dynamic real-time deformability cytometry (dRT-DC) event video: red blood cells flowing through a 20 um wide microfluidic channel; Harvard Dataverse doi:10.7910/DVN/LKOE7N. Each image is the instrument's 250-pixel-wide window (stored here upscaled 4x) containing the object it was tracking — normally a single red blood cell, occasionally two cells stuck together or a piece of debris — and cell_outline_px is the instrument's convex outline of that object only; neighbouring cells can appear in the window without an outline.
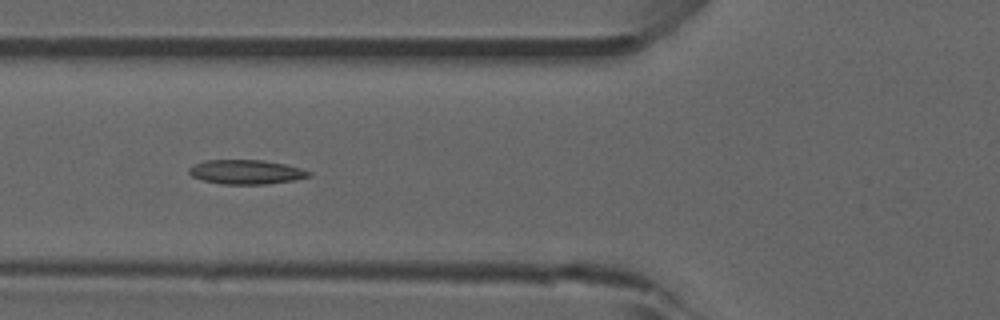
{"species": "common noctule bat (a hibernating species)", "species_latin": "Nyctalus noctula", "temperature_condition": "room temperature", "stored_images_in_passage": 33, "camera_frame_rate_fps": 3000, "um_per_image_px": 0.085, "animal": {"sex": "male", "forearm_length_mm": 52.5}, "frame": {"image": 1, "passage_image": 12, "time_ms": 3.667, "image_size_px": [1000, 320], "cell_outline_px": [[312, 176], [296, 180], [268, 184], [220, 184], [204, 180], [192, 176], [188, 172], [188, 168], [204, 160], [264, 160], [284, 164], [300, 168], [312, 172]], "centroid_in_image_um": [20.96, 14.62], "position_along_channel_um": 104.8, "area_um2": 17.05}}
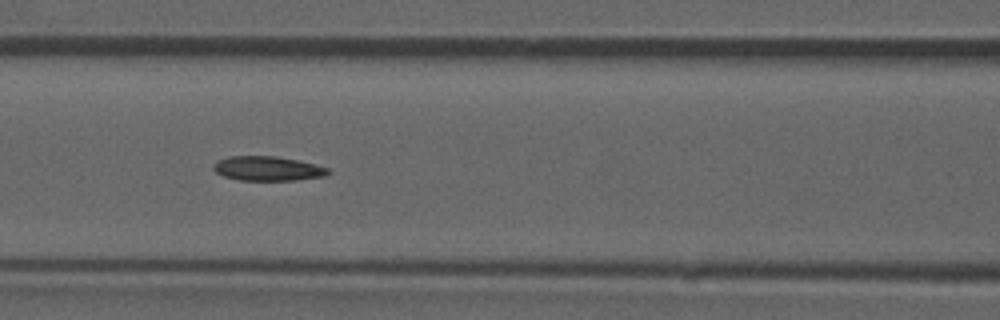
{"frame": {"image": 2, "passage_image": 15, "time_ms": 4.667, "image_size_px": [1000, 320], "cell_outline_px": [[332, 172], [328, 176], [296, 180], [240, 180], [224, 176], [216, 172], [212, 168], [212, 164], [216, 160], [228, 156], [276, 156], [316, 164], [328, 168]], "centroid_in_image_um": [22.76, 14.32], "position_along_channel_um": 143.8, "area_um2": 16.53}}